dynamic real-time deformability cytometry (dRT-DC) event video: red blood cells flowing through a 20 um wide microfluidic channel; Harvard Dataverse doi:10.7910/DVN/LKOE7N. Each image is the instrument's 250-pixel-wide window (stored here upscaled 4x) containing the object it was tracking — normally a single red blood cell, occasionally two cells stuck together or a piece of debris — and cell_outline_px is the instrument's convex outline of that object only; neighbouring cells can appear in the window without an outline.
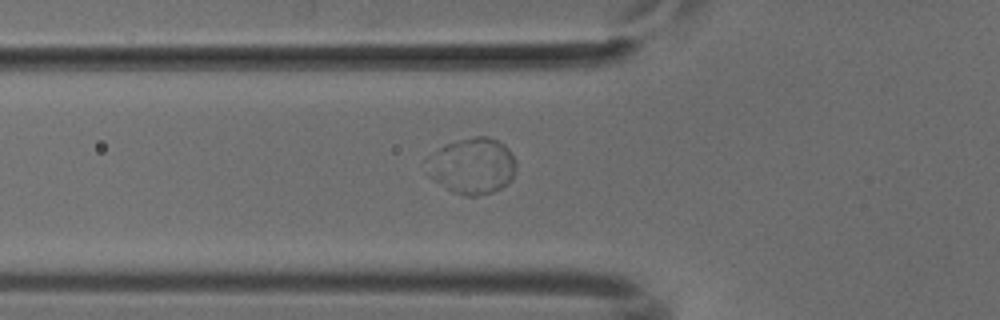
{"species": "common noctule bat (a hibernating species)", "species_latin": "Nyctalus noctula", "temperature_condition": "cold", "stored_images_in_passage": 49, "segment_of_instrument_passage": [2, 2], "camera_frame_rate_fps": 3000, "um_per_image_px": 0.085, "animal": {"sex": "male", "body_mass_g": 18.8}, "frame": {"image": 1, "passage_image": 15, "time_ms": 4.667, "image_size_px": [1000, 320], "cell_outline_px": [[516, 172], [500, 188], [492, 192], [476, 196], [464, 196], [452, 192], [428, 176], [436, 152], [444, 144], [476, 136], [488, 136], [504, 144], [508, 148], [516, 160]], "centroid_in_image_um": [40.22, 14.11], "position_along_channel_um": 85.6, "area_um2": 28.44}}
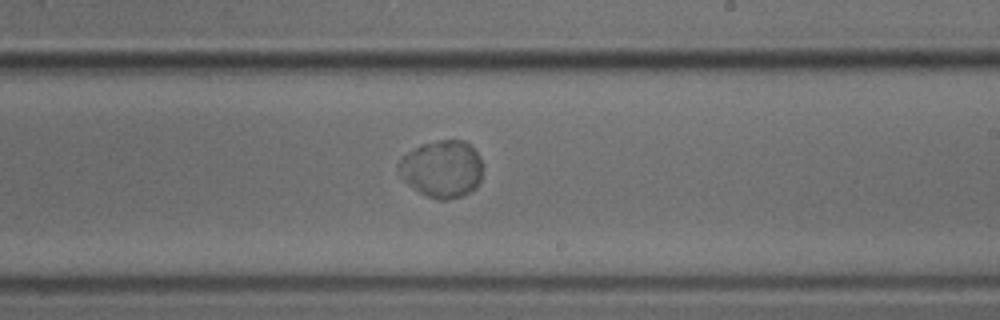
{"frame": {"image": 2, "passage_image": 28, "time_ms": 9.0, "image_size_px": [1000, 320], "cell_outline_px": [[480, 180], [476, 188], [460, 196], [444, 200], [440, 200], [424, 196], [408, 184], [400, 176], [396, 168], [396, 164], [408, 152], [420, 144], [440, 140], [464, 140], [480, 156]], "centroid_in_image_um": [37.52, 14.36], "position_along_channel_um": 251.5, "area_um2": 27.98}}
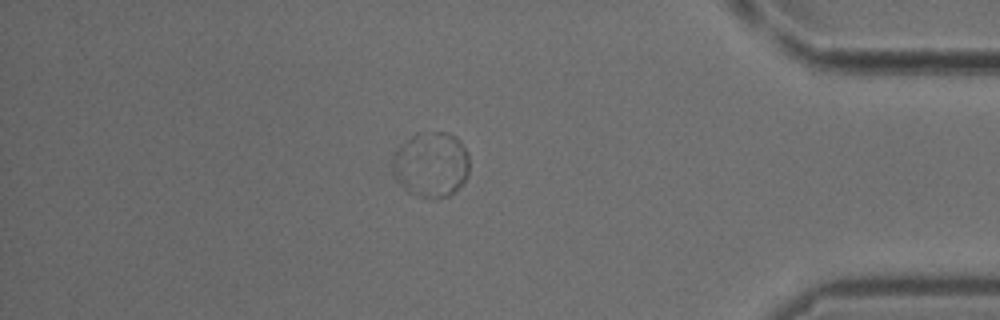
{"frame": {"image": 3, "passage_image": 42, "time_ms": 13.667, "image_size_px": [1000, 320], "cell_outline_px": [[468, 176], [448, 196], [424, 196], [408, 192], [396, 180], [392, 172], [392, 156], [400, 144], [416, 132], [448, 132], [456, 136], [468, 152]], "centroid_in_image_um": [36.61, 13.92], "position_along_channel_um": 398.6, "area_um2": 29.13}}